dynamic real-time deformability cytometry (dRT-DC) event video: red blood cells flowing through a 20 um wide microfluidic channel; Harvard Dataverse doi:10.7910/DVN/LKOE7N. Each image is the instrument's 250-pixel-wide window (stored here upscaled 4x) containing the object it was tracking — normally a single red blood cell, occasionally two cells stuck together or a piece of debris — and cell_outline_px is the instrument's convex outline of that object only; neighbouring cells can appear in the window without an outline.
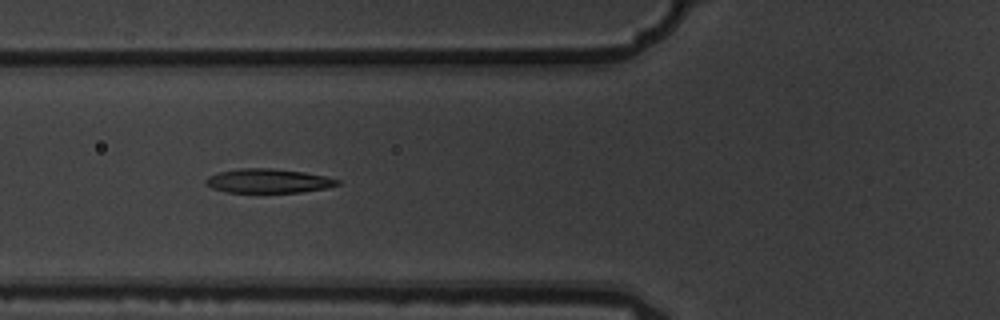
{"species": "common noctule bat (a hibernating species)", "species_latin": "Nyctalus noctula", "temperature_condition": "warm", "stored_images_in_passage": 8, "camera_frame_rate_fps": 3000, "um_per_image_px": 0.085, "animal": {"sex": "male", "body_mass_g": 19.5, "forearm_length_mm": 54.6}, "frame": {"image": 1, "passage_image": 6, "time_ms": 1.667, "image_size_px": [1000, 320], "cell_outline_px": [[340, 184], [328, 188], [300, 192], [228, 192], [212, 188], [204, 184], [204, 180], [208, 176], [220, 172], [240, 168], [272, 168], [304, 172], [324, 176], [340, 180]], "centroid_in_image_um": [22.79, 15.37], "position_along_channel_um": 103.0, "area_um2": 18.5}}
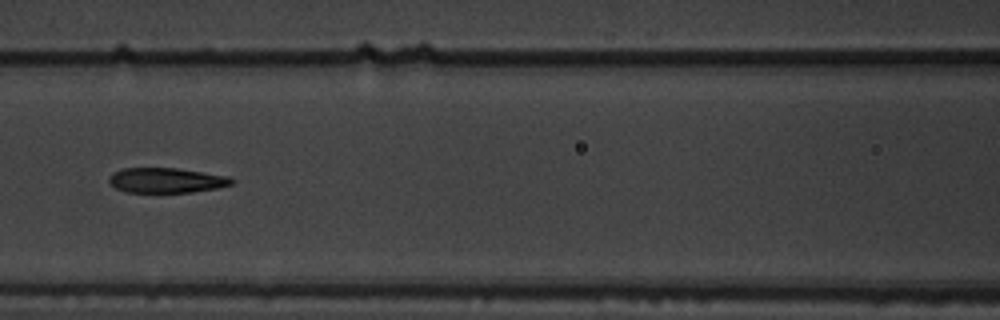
{"frame": {"image": 2, "passage_image": 7, "time_ms": 2.0, "image_size_px": [1000, 320], "cell_outline_px": [[236, 180], [232, 184], [216, 188], [192, 192], [128, 192], [116, 188], [108, 180], [108, 176], [112, 172], [124, 168], [176, 168], [228, 176]], "centroid_in_image_um": [14.13, 15.32], "position_along_channel_um": 152.5, "area_um2": 17.8}}
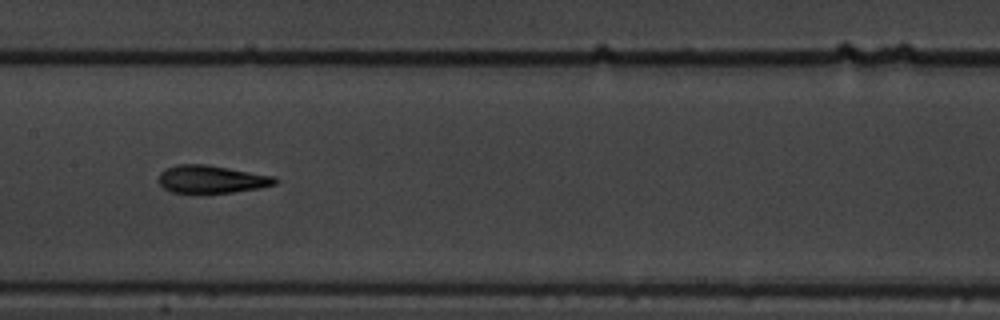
{"frame": {"image": 3, "passage_image": 8, "time_ms": 2.333, "image_size_px": [1000, 320], "cell_outline_px": [[280, 180], [276, 184], [260, 188], [232, 192], [172, 192], [164, 188], [160, 184], [160, 172], [176, 164], [208, 164], [276, 176]], "centroid_in_image_um": [18.05, 15.22], "position_along_channel_um": 189.3, "area_um2": 18.79}}